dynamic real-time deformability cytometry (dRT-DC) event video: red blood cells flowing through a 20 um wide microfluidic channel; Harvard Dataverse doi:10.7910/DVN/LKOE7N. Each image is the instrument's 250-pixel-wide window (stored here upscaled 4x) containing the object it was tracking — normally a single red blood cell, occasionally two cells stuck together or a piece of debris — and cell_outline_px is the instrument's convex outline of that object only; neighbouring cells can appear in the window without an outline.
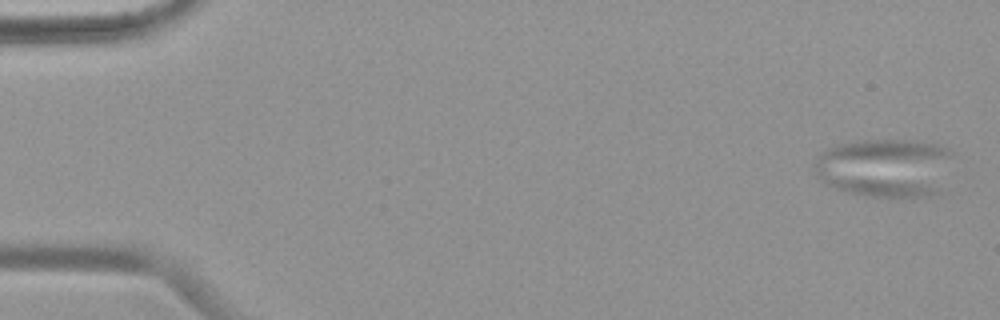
{"species": "common noctule bat (a hibernating species)", "species_latin": "Nyctalus noctula", "temperature_condition": "warm", "stored_images_in_passage": 55, "camera_frame_rate_fps": 3000, "um_per_image_px": 0.085, "animal": {"sex": "female", "body_mass_g": 19.9}, "frame": {"image": 1, "passage_image": 2, "time_ms": 0.333, "image_size_px": [1000, 320], "cell_outline_px": [[948, 152], [932, 192], [928, 196], [872, 196], [852, 192], [836, 188], [828, 184], [816, 172], [816, 160], [824, 152], [840, 144], [864, 140], [916, 140], [936, 144], [948, 148]], "centroid_in_image_um": [75.08, 14.21], "position_along_channel_um": 9.9, "area_um2": 44.45}}
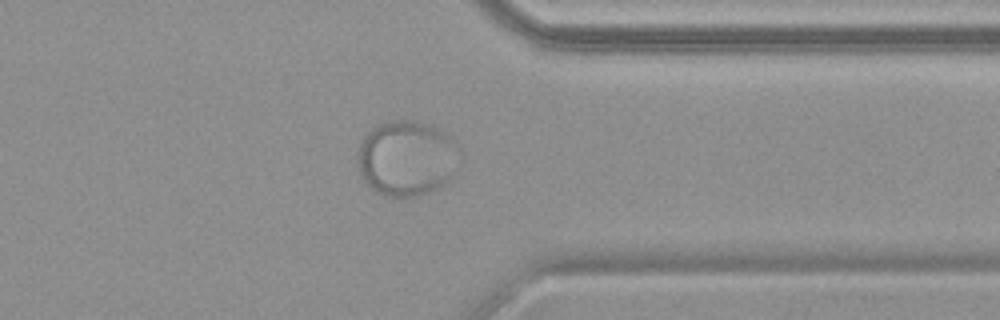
{"frame": {"image": 2, "passage_image": 44, "time_ms": 14.333, "image_size_px": [1000, 320], "cell_outline_px": [[452, 176], [448, 180], [436, 188], [428, 192], [416, 196], [384, 196], [376, 192], [360, 176], [356, 160], [356, 152], [364, 132], [388, 120], [412, 120], [428, 124], [444, 132], [448, 136], [452, 144]], "centroid_in_image_um": [34.39, 13.44], "position_along_channel_um": 377.0, "area_um2": 43.87}}
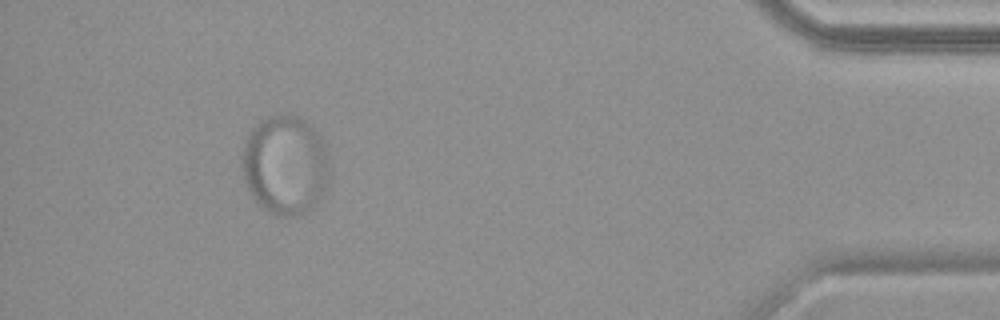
{"frame": {"image": 3, "passage_image": 51, "time_ms": 16.667, "image_size_px": [1000, 320], "cell_outline_px": [[328, 184], [316, 204], [308, 212], [300, 216], [280, 216], [268, 212], [252, 196], [248, 188], [240, 164], [244, 144], [252, 128], [260, 120], [268, 116], [296, 116], [312, 124], [320, 136], [324, 144], [328, 168]], "centroid_in_image_um": [24.24, 14.04], "position_along_channel_um": 411.0, "area_um2": 50.58}}